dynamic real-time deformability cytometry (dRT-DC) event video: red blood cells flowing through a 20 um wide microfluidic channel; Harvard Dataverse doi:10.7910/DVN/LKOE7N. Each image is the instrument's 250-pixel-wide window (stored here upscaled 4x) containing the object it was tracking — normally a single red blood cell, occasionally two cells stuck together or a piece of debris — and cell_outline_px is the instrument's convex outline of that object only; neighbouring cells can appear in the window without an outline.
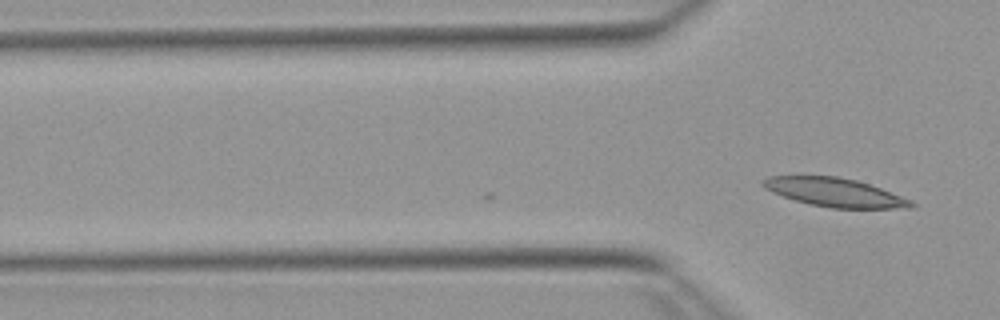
{"species": "Egyptian fruit bat (a non-hibernating species)", "species_latin": "Rousettus aegyptiacus", "temperature_condition": "warm", "stored_images_in_passage": 2, "camera_frame_rate_fps": 3000, "um_per_image_px": 0.085, "animal": {"sex": "female"}, "frame": {"image": 1, "passage_image": 2, "time_ms": 0.333, "image_size_px": [1000, 320], "cell_outline_px": [[916, 208], [828, 208], [808, 204], [772, 192], [764, 188], [760, 184], [760, 180], [768, 176], [840, 176], [856, 180], [880, 188], [912, 200], [916, 204]], "centroid_in_image_um": [70.95, 16.35], "position_along_channel_um": 54.9, "area_um2": 24.85}}